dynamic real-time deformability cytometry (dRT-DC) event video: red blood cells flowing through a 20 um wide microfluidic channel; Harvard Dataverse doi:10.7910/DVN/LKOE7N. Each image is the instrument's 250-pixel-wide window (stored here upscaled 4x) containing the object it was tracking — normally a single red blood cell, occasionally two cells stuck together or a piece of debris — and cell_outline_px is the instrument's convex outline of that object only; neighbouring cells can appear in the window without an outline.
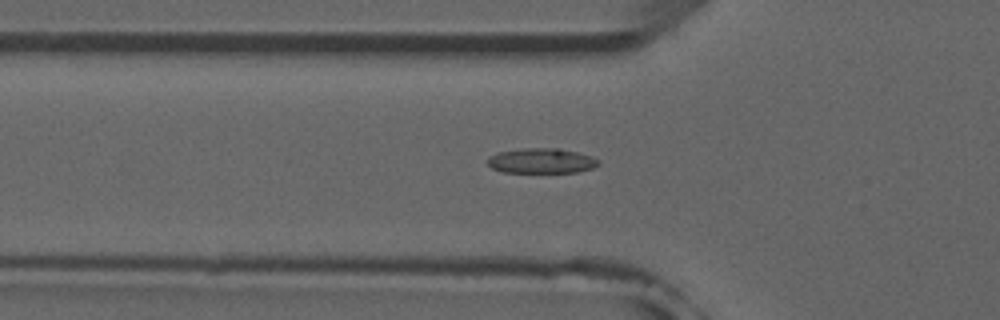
{"species": "common noctule bat (a hibernating species)", "species_latin": "Nyctalus noctula", "temperature_condition": "room temperature", "stored_images_in_passage": 42, "camera_frame_rate_fps": 3000, "um_per_image_px": 0.085, "animal": {"sex": "male", "forearm_length_mm": 52.5}, "frame": {"image": 1, "passage_image": 8, "time_ms": 2.333, "image_size_px": [1000, 320], "cell_outline_px": [[600, 164], [592, 168], [576, 172], [504, 172], [492, 168], [488, 164], [488, 160], [492, 156], [500, 152], [520, 148], [560, 148], [592, 156], [600, 160]], "centroid_in_image_um": [46.07, 13.66], "position_along_channel_um": 79.7, "area_um2": 16.07}}
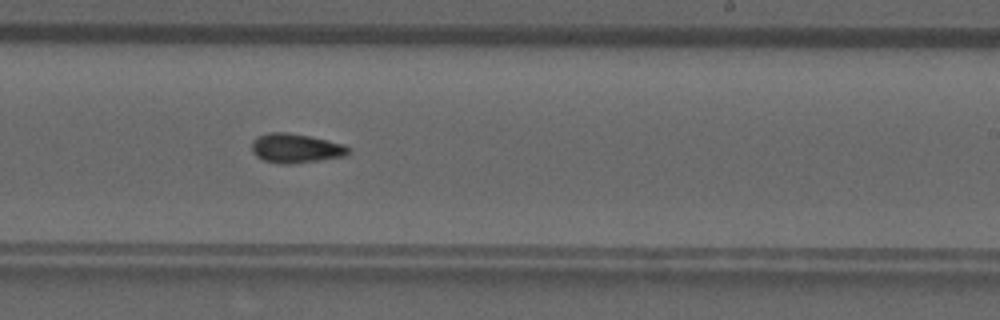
{"frame": {"image": 2, "passage_image": 22, "time_ms": 7.0, "image_size_px": [1000, 320], "cell_outline_px": [[352, 152], [344, 156], [292, 164], [280, 164], [264, 160], [256, 156], [252, 152], [252, 140], [268, 132], [288, 132], [308, 136], [344, 144], [352, 148]], "centroid_in_image_um": [25.15, 12.6], "position_along_channel_um": 263.8, "area_um2": 16.53}}
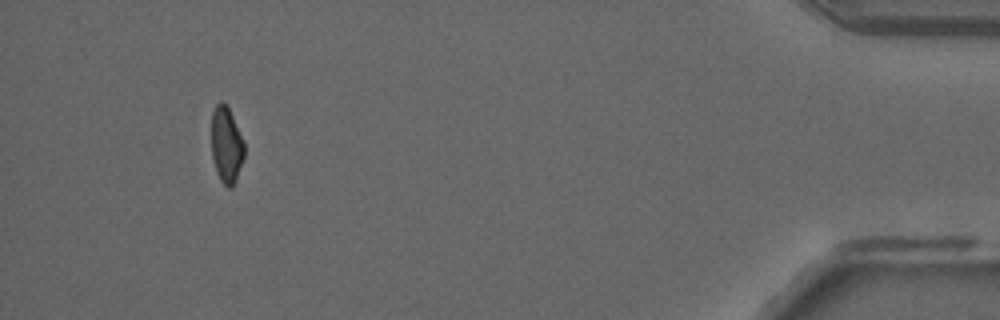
{"frame": {"image": 3, "passage_image": 39, "time_ms": 12.667, "image_size_px": [1000, 320], "cell_outline_px": [[244, 156], [236, 180], [232, 188], [228, 188], [220, 180], [216, 172], [212, 156], [212, 112], [216, 104], [220, 100], [228, 108], [244, 140]], "centroid_in_image_um": [19.24, 12.34], "position_along_channel_um": 416.0, "area_um2": 14.51}, "authors_computed_cell_mechanics": {"area_um2": 15.606, "velocity_mm_per_s": 3.9363, "shape_relaxation_time_tau1_ms": null, "shape_relaxation_time_tau2_ms": 10.4368, "deformation_change_tau1": null, "deformation_change_tau2": 0.1333}}